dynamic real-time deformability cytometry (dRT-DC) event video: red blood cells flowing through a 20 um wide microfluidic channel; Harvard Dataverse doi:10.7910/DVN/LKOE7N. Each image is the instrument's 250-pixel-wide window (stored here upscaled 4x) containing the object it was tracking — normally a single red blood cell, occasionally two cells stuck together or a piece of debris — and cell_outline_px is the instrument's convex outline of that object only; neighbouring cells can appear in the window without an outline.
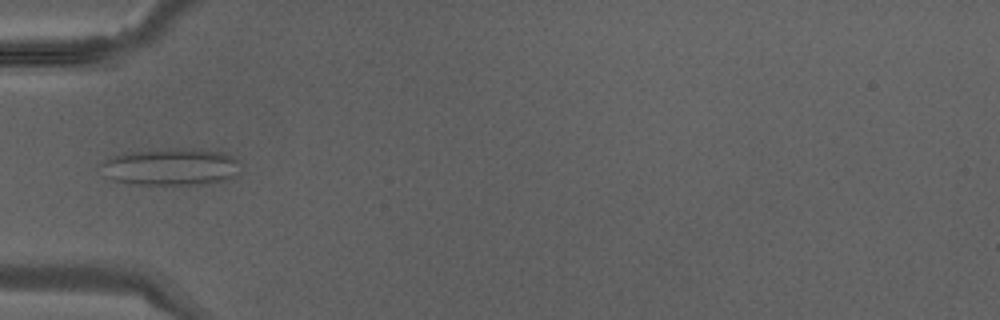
{"species": "Egyptian fruit bat (a non-hibernating species)", "species_latin": "Rousettus aegyptiacus", "temperature_condition": "warm", "stored_images_in_passage": 38, "camera_frame_rate_fps": 3000, "um_per_image_px": 0.085, "animal": {"sex": "male"}, "frame": {"image": 1, "passage_image": 12, "time_ms": 3.667, "image_size_px": [1000, 320], "cell_outline_px": [[236, 160], [228, 176], [224, 180], [204, 184], [136, 184], [112, 180], [108, 176], [100, 164], [104, 160], [112, 156], [124, 152], [188, 148], [192, 148], [224, 152], [232, 156]], "centroid_in_image_um": [14.4, 14.16], "position_along_channel_um": 70.6, "area_um2": 29.13}}
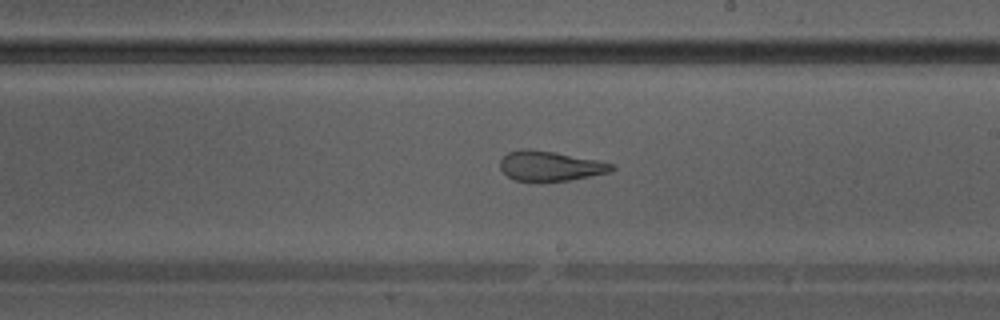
{"frame": {"image": 2, "passage_image": 22, "time_ms": 7.0, "image_size_px": [1000, 320], "cell_outline_px": [[616, 168], [612, 172], [568, 180], [516, 180], [508, 176], [500, 168], [500, 160], [508, 152], [524, 148], [528, 148], [556, 152], [596, 160], [612, 164]], "centroid_in_image_um": [46.77, 14.08], "position_along_channel_um": 242.2, "area_um2": 19.13}}